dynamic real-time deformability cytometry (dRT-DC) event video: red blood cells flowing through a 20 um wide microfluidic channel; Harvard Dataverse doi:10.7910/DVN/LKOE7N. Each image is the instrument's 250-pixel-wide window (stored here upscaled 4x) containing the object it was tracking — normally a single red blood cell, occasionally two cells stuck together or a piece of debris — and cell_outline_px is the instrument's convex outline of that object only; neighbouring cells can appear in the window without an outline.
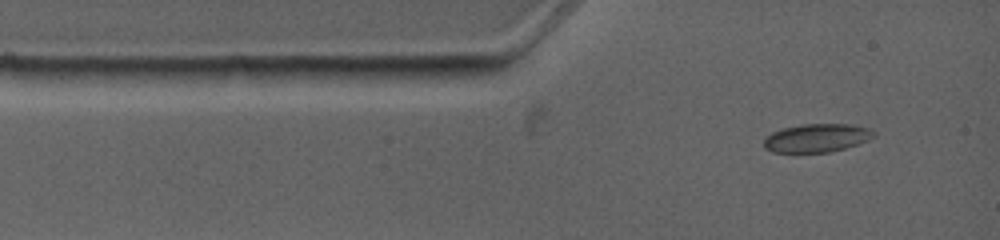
{"species": "common noctule bat (a hibernating species)", "species_latin": "Nyctalus noctula", "temperature_condition": "warm", "stored_images_in_passage": 4, "camera_frame_rate_fps": 4500, "um_per_image_px": 0.085, "animal": {"sex": "female", "body_mass_g": 19.0, "forearm_length_mm": 53.3}, "frame": {"image": 1, "passage_image": 1, "time_ms": 0.0, "image_size_px": [1000, 240], "cell_outline_px": [[876, 136], [868, 140], [844, 148], [828, 152], [772, 152], [764, 148], [764, 140], [772, 132], [784, 128], [804, 124], [852, 124], [868, 128], [876, 132]], "centroid_in_image_um": [69.44, 11.72], "position_along_channel_um": 15.6, "area_um2": 18.03}}
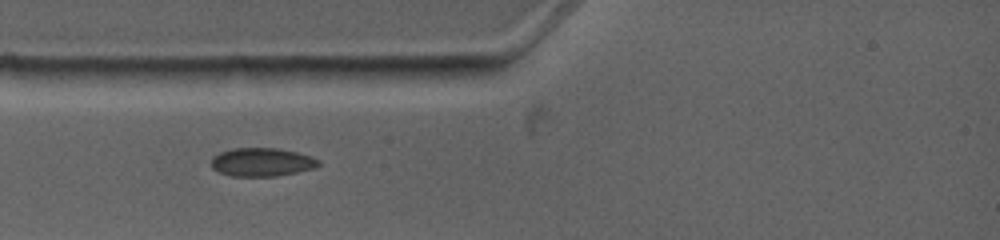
{"frame": {"image": 2, "passage_image": 3, "time_ms": 1.778, "image_size_px": [1000, 240], "cell_outline_px": [[320, 164], [312, 168], [296, 172], [276, 176], [232, 176], [220, 172], [212, 168], [212, 156], [220, 152], [232, 148], [276, 148], [296, 152], [312, 156], [320, 160]], "centroid_in_image_um": [22.24, 13.77], "position_along_channel_um": 62.8, "area_um2": 17.69}}
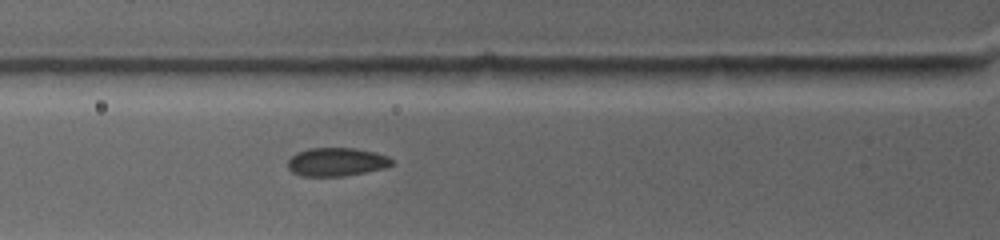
{"frame": {"image": 3, "passage_image": 4, "time_ms": 2.667, "image_size_px": [1000, 240], "cell_outline_px": [[392, 164], [380, 168], [364, 172], [340, 176], [304, 176], [292, 172], [288, 168], [288, 160], [296, 152], [308, 148], [356, 148], [376, 152], [388, 156], [392, 160]], "centroid_in_image_um": [28.56, 13.74], "position_along_channel_um": 97.2, "area_um2": 17.05}}